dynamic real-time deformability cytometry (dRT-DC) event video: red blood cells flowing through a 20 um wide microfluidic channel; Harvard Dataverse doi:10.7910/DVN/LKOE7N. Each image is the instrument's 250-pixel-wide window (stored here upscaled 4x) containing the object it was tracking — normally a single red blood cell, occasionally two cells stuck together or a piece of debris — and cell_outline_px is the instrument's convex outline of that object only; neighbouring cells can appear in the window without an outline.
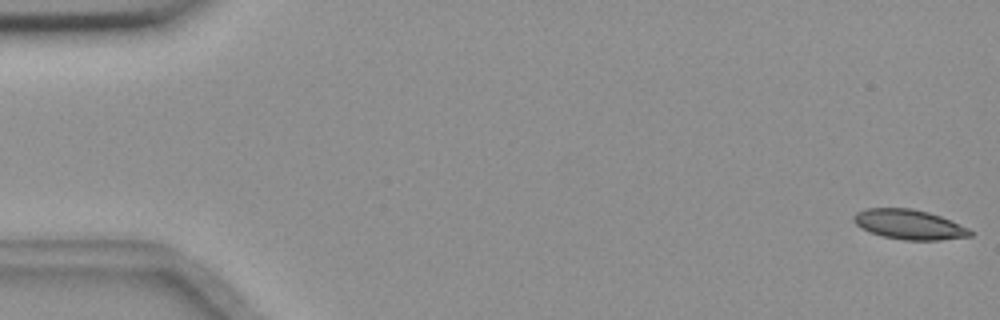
{"species": "common noctule bat (a hibernating species)", "species_latin": "Nyctalus noctula", "temperature_condition": "room temperature", "stored_images_in_passage": 5, "camera_frame_rate_fps": 3000, "um_per_image_px": 0.085, "animal": {"sex": "female", "body_mass_g": 18.4}, "frame": {"image": 1, "passage_image": 1, "time_ms": 0.0, "image_size_px": [1000, 320], "cell_outline_px": [[972, 236], [940, 240], [904, 240], [880, 236], [868, 232], [856, 224], [852, 220], [852, 216], [856, 212], [864, 208], [912, 208], [928, 212], [940, 216], [968, 228], [972, 232]], "centroid_in_image_um": [77.22, 19.08], "position_along_channel_um": 7.8, "area_um2": 20.35}}